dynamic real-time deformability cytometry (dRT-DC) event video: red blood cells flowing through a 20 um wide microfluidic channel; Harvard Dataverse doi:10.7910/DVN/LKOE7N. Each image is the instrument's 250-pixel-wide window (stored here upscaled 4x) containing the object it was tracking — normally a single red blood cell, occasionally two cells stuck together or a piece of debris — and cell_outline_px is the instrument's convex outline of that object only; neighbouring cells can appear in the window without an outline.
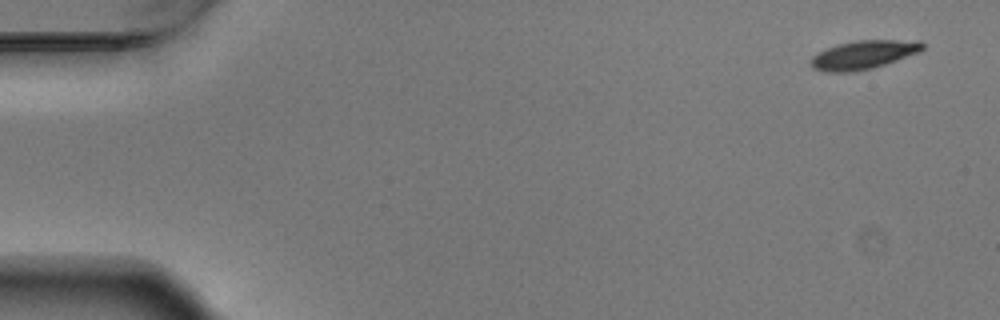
{"species": "Egyptian fruit bat (a non-hibernating species)", "species_latin": "Rousettus aegyptiacus", "temperature_condition": "warm", "stored_images_in_passage": 6, "camera_frame_rate_fps": 3000, "um_per_image_px": 0.085, "animal": {"sex": "male"}, "frame": {"image": 1, "passage_image": 1, "time_ms": 0.0, "image_size_px": [1000, 320], "cell_outline_px": [[924, 48], [920, 52], [872, 68], [852, 72], [824, 72], [812, 68], [808, 60], [812, 56], [828, 48], [840, 44], [856, 40], [920, 40], [924, 44]], "centroid_in_image_um": [73.39, 4.66], "position_along_channel_um": 11.6, "area_um2": 18.61}}
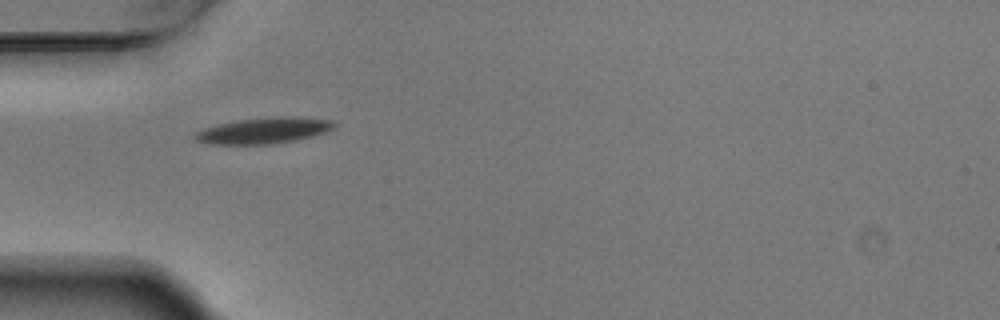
{"frame": {"image": 2, "passage_image": 5, "time_ms": 1.333, "image_size_px": [1000, 320], "cell_outline_px": [[336, 128], [312, 136], [296, 140], [276, 144], [208, 144], [196, 140], [192, 136], [196, 132], [204, 128], [236, 120], [276, 116], [300, 116], [332, 120], [336, 124]], "centroid_in_image_um": [22.46, 11.09], "position_along_channel_um": 62.5, "area_um2": 21.33}}
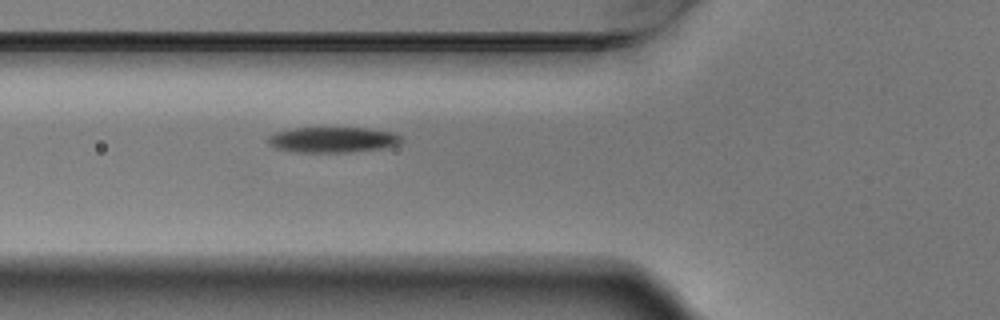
{"frame": {"image": 3, "passage_image": 6, "time_ms": 1.667, "image_size_px": [1000, 320], "cell_outline_px": [[404, 140], [396, 144], [380, 148], [344, 152], [300, 152], [276, 148], [268, 144], [268, 136], [276, 132], [292, 128], [368, 128], [392, 132], [400, 136]], "centroid_in_image_um": [28.25, 11.86], "position_along_channel_um": 97.6, "area_um2": 19.54}}